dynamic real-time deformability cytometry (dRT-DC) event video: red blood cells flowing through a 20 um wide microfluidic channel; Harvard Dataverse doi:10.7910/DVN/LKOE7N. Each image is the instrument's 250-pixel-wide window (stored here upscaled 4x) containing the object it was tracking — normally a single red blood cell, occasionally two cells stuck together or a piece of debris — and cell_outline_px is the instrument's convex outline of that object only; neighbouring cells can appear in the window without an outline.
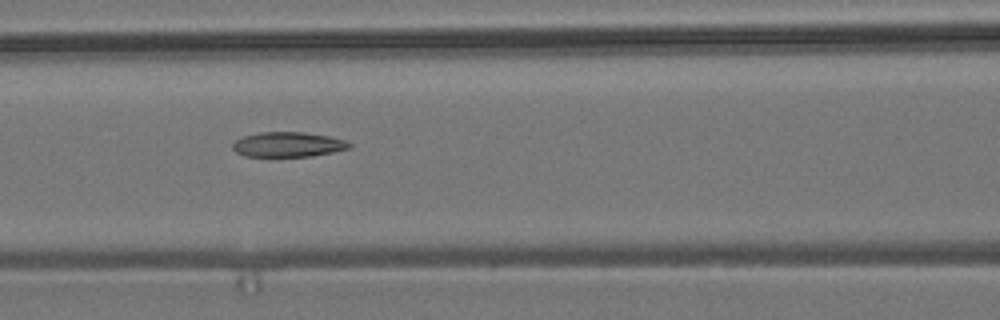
{"species": "common noctule bat (a hibernating species)", "species_latin": "Nyctalus noctula", "temperature_condition": "room temperature", "stored_images_in_passage": 7, "camera_frame_rate_fps": 3000, "um_per_image_px": 0.085, "animal": {"sex": "male", "body_mass_g": 19.2, "forearm_length_mm": 51.8}, "frame": {"image": 1, "passage_image": 6, "time_ms": 6.333, "image_size_px": [1000, 320], "cell_outline_px": [[352, 148], [312, 156], [244, 156], [236, 152], [232, 148], [232, 144], [236, 140], [244, 136], [260, 132], [304, 132], [328, 136], [344, 140], [352, 144]], "centroid_in_image_um": [24.49, 12.28], "position_along_channel_um": 142.1, "area_um2": 16.88}}
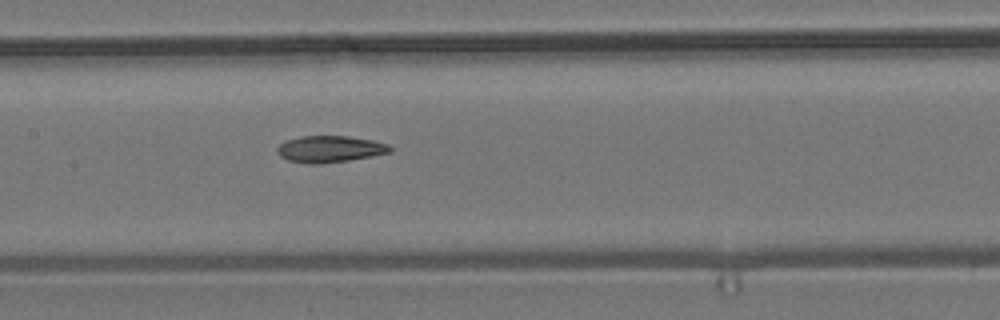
{"frame": {"image": 2, "passage_image": 7, "time_ms": 7.333, "image_size_px": [1000, 320], "cell_outline_px": [[392, 152], [372, 156], [348, 160], [320, 164], [308, 164], [288, 160], [280, 156], [276, 152], [276, 148], [284, 140], [300, 136], [348, 136], [372, 140], [388, 144], [392, 148]], "centroid_in_image_um": [28.01, 12.67], "position_along_channel_um": 179.4, "area_um2": 17.63}}